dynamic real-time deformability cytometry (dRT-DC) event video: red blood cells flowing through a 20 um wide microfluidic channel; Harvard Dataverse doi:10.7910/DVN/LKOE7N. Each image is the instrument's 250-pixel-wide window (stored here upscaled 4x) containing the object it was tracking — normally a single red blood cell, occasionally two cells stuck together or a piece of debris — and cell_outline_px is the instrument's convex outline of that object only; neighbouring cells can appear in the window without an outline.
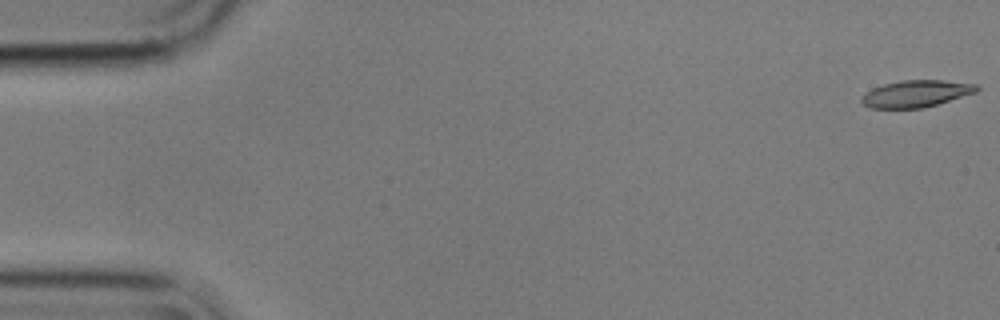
{"species": "common noctule bat (a hibernating species)", "species_latin": "Nyctalus noctula", "temperature_condition": "cold", "stored_images_in_passage": 56, "camera_frame_rate_fps": 3000, "um_per_image_px": 0.085, "animal": {"sex": "male", "body_mass_g": 17.9}, "frame": {"image": 1, "passage_image": 1, "time_ms": 0.0, "image_size_px": [1000, 320], "cell_outline_px": [[980, 88], [976, 92], [924, 108], [872, 108], [864, 104], [860, 100], [860, 96], [864, 92], [872, 88], [884, 84], [900, 80], [944, 80], [976, 84]], "centroid_in_image_um": [77.83, 7.95], "position_along_channel_um": 7.2, "area_um2": 18.09}}
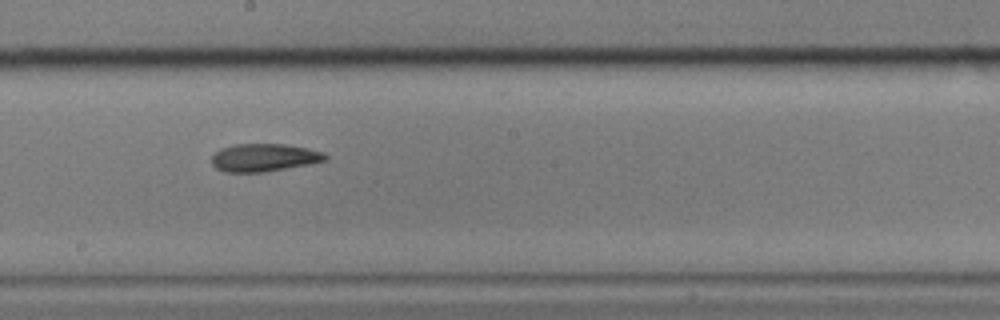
{"frame": {"image": 2, "passage_image": 31, "time_ms": 10.0, "image_size_px": [1000, 320], "cell_outline_px": [[328, 160], [308, 164], [264, 172], [224, 172], [216, 168], [212, 164], [212, 156], [220, 148], [232, 144], [284, 144], [308, 148], [324, 152], [328, 156]], "centroid_in_image_um": [22.44, 13.39], "position_along_channel_um": 225.8, "area_um2": 18.5}}
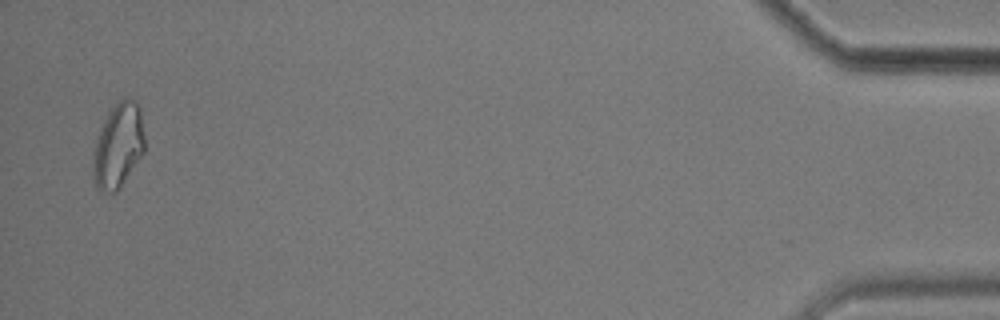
{"frame": {"image": 3, "passage_image": 55, "time_ms": 18.0, "image_size_px": [1000, 320], "cell_outline_px": [[144, 152], [116, 192], [108, 192], [100, 188], [96, 184], [92, 176], [92, 156], [96, 136], [108, 112], [124, 96], [128, 96], [136, 100], [140, 104], [144, 136]], "centroid_in_image_um": [10.04, 12.31], "position_along_channel_um": 425.2, "area_um2": 25.61}, "authors_computed_cell_mechanics": {"area_um2": 18.6694, "velocity_mm_per_s": 3.5537, "shape_relaxation_time_tau1_ms": null, "shape_relaxation_time_tau2_ms": 5.7433, "deformation_change_tau1": null, "deformation_change_tau2": 0.128}}